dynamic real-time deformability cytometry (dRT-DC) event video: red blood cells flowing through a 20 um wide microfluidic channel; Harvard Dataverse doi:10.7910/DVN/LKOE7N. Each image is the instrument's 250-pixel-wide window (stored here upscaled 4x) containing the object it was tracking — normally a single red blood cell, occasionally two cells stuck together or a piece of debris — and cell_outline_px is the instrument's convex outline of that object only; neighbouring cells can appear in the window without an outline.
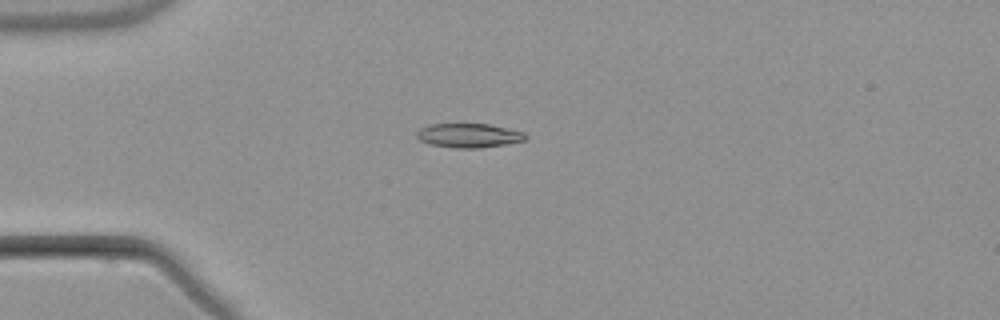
{"species": "common noctule bat (a hibernating species)", "species_latin": "Nyctalus noctula", "temperature_condition": "warm", "stored_images_in_passage": 6, "camera_frame_rate_fps": 3000, "um_per_image_px": 0.085, "animal": {"sex": "male", "body_mass_g": 21.5, "forearm_length_mm": 52.0}, "frame": {"image": 1, "passage_image": 5, "time_ms": 4.667, "image_size_px": [1000, 320], "cell_outline_px": [[528, 136], [524, 140], [504, 144], [480, 148], [456, 148], [428, 144], [420, 140], [416, 136], [416, 132], [420, 128], [428, 124], [488, 124], [524, 132]], "centroid_in_image_um": [39.8, 11.51], "position_along_channel_um": 45.2, "area_um2": 15.26}}